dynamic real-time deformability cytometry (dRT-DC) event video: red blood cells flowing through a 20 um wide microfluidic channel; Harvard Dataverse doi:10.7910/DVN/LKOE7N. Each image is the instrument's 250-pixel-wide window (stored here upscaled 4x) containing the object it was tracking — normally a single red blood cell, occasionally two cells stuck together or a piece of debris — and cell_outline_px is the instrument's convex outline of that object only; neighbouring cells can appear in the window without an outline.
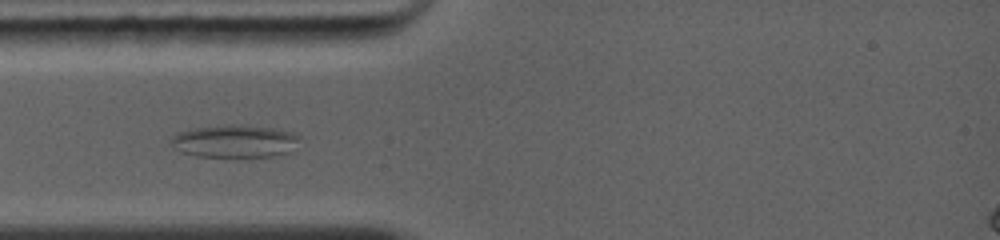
{"species": "common noctule bat (a hibernating species)", "species_latin": "Nyctalus noctula", "temperature_condition": "warm", "stored_images_in_passage": 30, "camera_frame_rate_fps": 5000, "um_per_image_px": 0.085, "animal": {"sex": "female", "body_mass_g": 19.0, "forearm_length_mm": 56.7}, "frame": {"image": 1, "passage_image": 5, "time_ms": 2.8, "image_size_px": [1000, 240], "cell_outline_px": [[300, 136], [288, 152], [280, 156], [196, 156], [180, 152], [168, 144], [168, 140], [176, 132], [196, 128], [228, 124], [240, 124], [272, 128], [292, 132]], "centroid_in_image_um": [19.86, 11.99], "position_along_channel_um": 65.1, "area_um2": 24.51}}
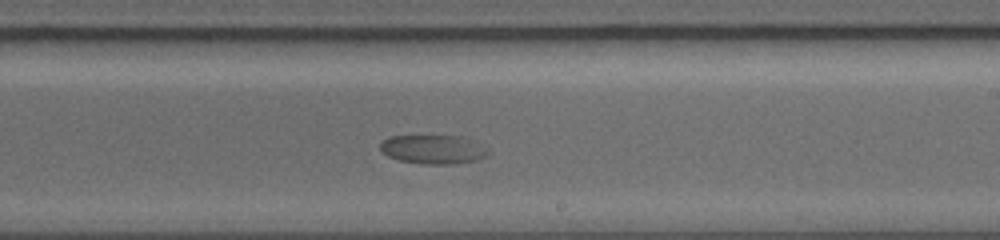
{"frame": {"image": 2, "passage_image": 19, "time_ms": 7.4, "image_size_px": [1000, 240], "cell_outline_px": [[492, 152], [476, 160], [452, 164], [420, 164], [400, 160], [388, 156], [380, 148], [380, 144], [388, 136], [464, 136], [488, 144]], "centroid_in_image_um": [36.94, 12.68], "position_along_channel_um": 252.1, "area_um2": 18.61}}
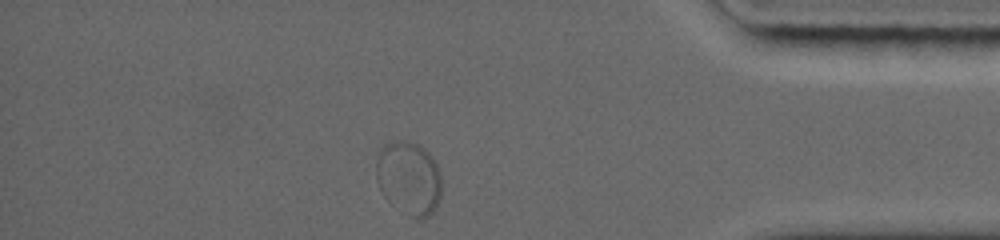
{"frame": {"image": 3, "passage_image": 30, "time_ms": 11.8, "image_size_px": [1000, 240], "cell_outline_px": [[440, 196], [432, 212], [428, 216], [408, 216], [392, 204], [384, 196], [376, 180], [376, 164], [380, 148], [384, 144], [396, 140], [404, 140], [416, 144], [424, 148], [432, 156], [440, 172]], "centroid_in_image_um": [34.72, 15.1], "position_along_channel_um": 400.5, "area_um2": 27.74}}